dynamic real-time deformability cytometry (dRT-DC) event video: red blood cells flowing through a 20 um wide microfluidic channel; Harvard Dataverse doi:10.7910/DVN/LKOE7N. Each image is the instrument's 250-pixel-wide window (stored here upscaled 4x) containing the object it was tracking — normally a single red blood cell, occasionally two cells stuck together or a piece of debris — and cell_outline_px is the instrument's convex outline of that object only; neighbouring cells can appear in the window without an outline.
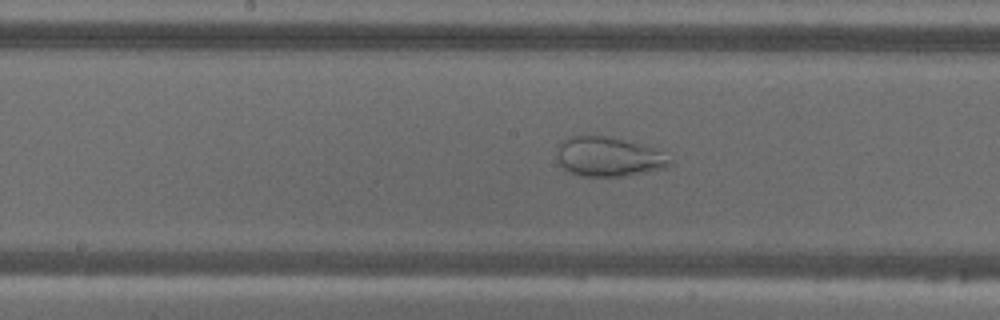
{"species": "common noctule bat (a hibernating species)", "species_latin": "Nyctalus noctula", "temperature_condition": "warm", "stored_images_in_passage": 55, "camera_frame_rate_fps": 3000, "um_per_image_px": 0.085, "animal": {"sex": "male", "body_mass_g": 18.8}, "frame": {"image": 1, "passage_image": 28, "time_ms": 9.0, "image_size_px": [1000, 320], "cell_outline_px": [[676, 164], [664, 168], [624, 176], [580, 176], [568, 172], [560, 164], [556, 152], [560, 144], [568, 136], [604, 136], [652, 148], [660, 152], [672, 160]], "centroid_in_image_um": [51.7, 13.35], "position_along_channel_um": 196.5, "area_um2": 25.55}}
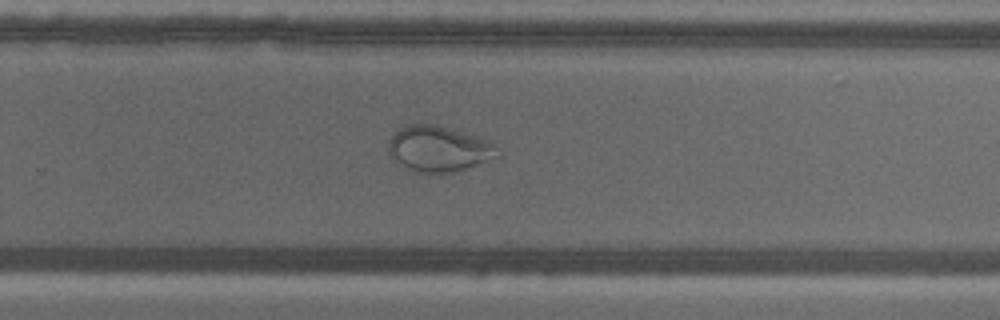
{"frame": {"image": 2, "passage_image": 36, "time_ms": 11.667, "image_size_px": [1000, 320], "cell_outline_px": [[500, 156], [452, 172], [416, 172], [404, 168], [396, 164], [388, 152], [388, 140], [396, 128], [404, 124], [436, 124], [484, 136], [496, 144]], "centroid_in_image_um": [37.27, 12.6], "position_along_channel_um": 292.5, "area_um2": 29.82}}
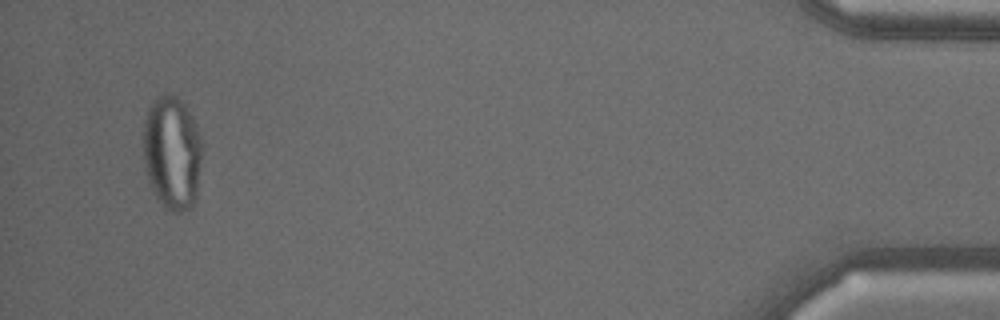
{"frame": {"image": 3, "passage_image": 53, "time_ms": 17.333, "image_size_px": [1000, 320], "cell_outline_px": [[200, 160], [196, 200], [188, 208], [180, 212], [172, 212], [156, 196], [148, 180], [144, 168], [144, 120], [148, 108], [152, 100], [156, 96], [168, 92], [172, 92], [184, 104], [192, 116], [196, 124], [200, 136]], "centroid_in_image_um": [14.6, 12.92], "position_along_channel_um": 420.6, "area_um2": 38.84}}